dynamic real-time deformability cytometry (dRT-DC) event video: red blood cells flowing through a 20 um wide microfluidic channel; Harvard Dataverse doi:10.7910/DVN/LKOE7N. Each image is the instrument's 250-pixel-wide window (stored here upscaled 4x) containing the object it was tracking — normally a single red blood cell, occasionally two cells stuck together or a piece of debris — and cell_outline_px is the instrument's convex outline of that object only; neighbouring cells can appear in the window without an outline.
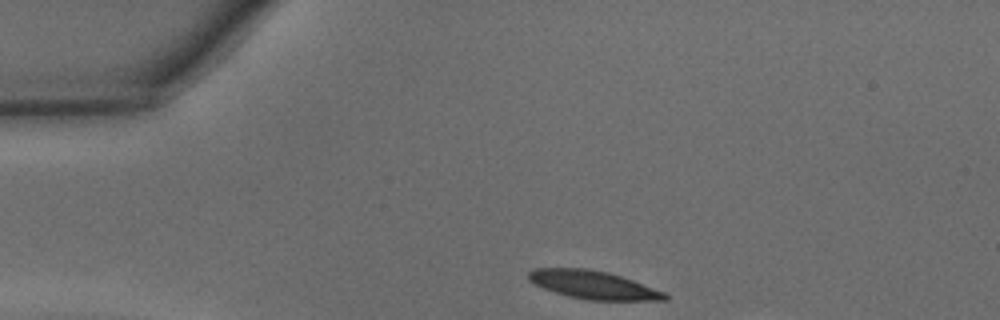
{"species": "common noctule bat (a hibernating species)", "species_latin": "Nyctalus noctula", "temperature_condition": "warm", "stored_images_in_passage": 9, "camera_frame_rate_fps": 3000, "um_per_image_px": 0.085, "animal": {"sex": "male", "body_mass_g": 15.6}, "frame": {"image": 1, "passage_image": 1, "time_ms": 0.0, "image_size_px": [1000, 320], "cell_outline_px": [[668, 300], [588, 300], [568, 296], [544, 288], [528, 280], [528, 272], [532, 268], [588, 268], [608, 272], [632, 280], [664, 292], [668, 296]], "centroid_in_image_um": [50.4, 24.2], "position_along_channel_um": 34.6, "area_um2": 22.2}}
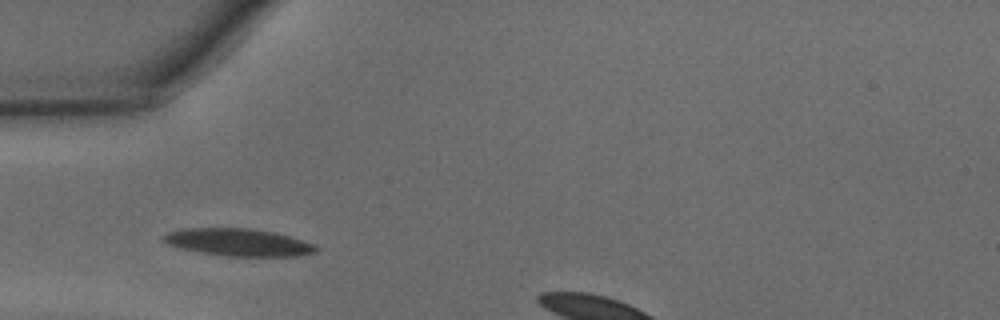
{"frame": {"image": 2, "passage_image": 6, "time_ms": 1.667, "image_size_px": [1000, 320], "cell_outline_px": [[320, 248], [316, 252], [300, 256], [224, 256], [200, 252], [168, 244], [164, 240], [164, 236], [168, 232], [184, 228], [252, 228], [276, 232], [316, 244]], "centroid_in_image_um": [20.36, 20.59], "position_along_channel_um": 64.6, "area_um2": 24.39}}